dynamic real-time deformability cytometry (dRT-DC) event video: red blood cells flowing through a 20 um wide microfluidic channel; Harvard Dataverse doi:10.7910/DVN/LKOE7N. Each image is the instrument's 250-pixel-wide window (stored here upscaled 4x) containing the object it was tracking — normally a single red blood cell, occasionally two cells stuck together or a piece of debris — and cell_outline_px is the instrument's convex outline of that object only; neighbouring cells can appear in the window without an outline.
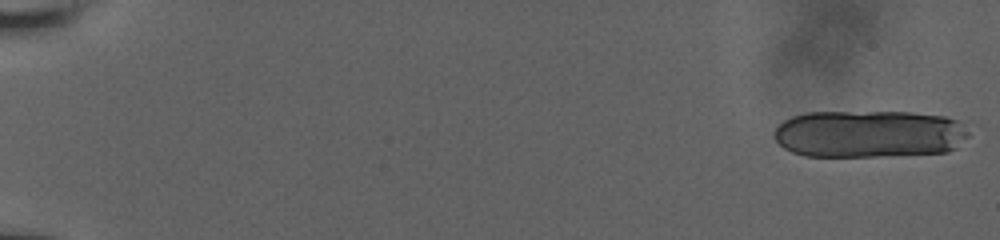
{"species": "human", "species_latin": "Homo sapiens", "temperature_condition": "room temperature", "stored_images_in_passage": 17, "camera_frame_rate_fps": 3000, "um_per_image_px": 0.085, "donor": {"sex": "male"}, "frame": {"image": 1, "passage_image": 1, "time_ms": 0.0, "image_size_px": [1000, 240], "cell_outline_px": [[968, 136], [956, 148], [948, 152], [876, 156], [804, 156], [792, 152], [784, 148], [776, 140], [776, 128], [784, 120], [792, 116], [804, 112], [912, 112], [944, 116], [956, 120], [968, 132]], "centroid_in_image_um": [73.87, 11.38], "position_along_channel_um": 11.1, "area_um2": 53.81}}